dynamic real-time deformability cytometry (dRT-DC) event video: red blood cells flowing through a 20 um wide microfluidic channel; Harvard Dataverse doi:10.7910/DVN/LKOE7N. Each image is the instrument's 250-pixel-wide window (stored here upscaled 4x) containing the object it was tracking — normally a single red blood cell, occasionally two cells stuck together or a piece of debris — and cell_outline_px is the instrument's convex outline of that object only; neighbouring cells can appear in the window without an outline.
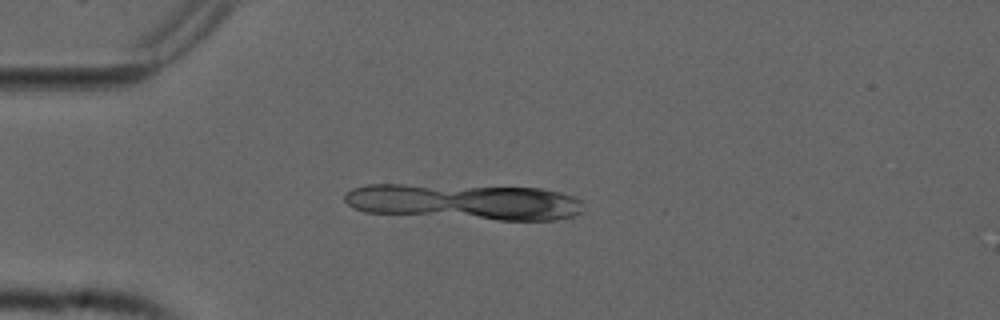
{"species": "common noctule bat (a hibernating species)", "species_latin": "Nyctalus noctula", "temperature_condition": "cold", "stored_images_in_passage": 1, "camera_frame_rate_fps": 3000, "um_per_image_px": 0.085, "animal": {"sex": "male", "forearm_length_mm": 52.5}, "frame": {"image": 1, "passage_image": 1, "time_ms": 0.0, "image_size_px": [1000, 320], "cell_outline_px": [[540, 196], [532, 212], [524, 216], [488, 216], [464, 208], [480, 192], [488, 188], [524, 188], [540, 192]], "centroid_in_image_um": [42.9, 17.17], "position_along_channel_um": 42.1, "area_um2": 12.14}}